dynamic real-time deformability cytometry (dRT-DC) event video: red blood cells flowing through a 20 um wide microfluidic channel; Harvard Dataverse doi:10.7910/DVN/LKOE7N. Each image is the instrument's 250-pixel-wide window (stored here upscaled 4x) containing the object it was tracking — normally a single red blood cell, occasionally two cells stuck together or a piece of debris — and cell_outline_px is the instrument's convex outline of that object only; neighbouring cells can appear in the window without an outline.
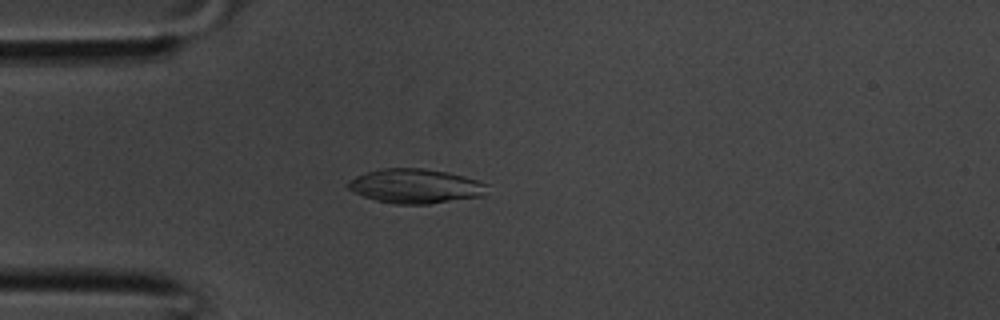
{"species": "common noctule bat (a hibernating species)", "species_latin": "Nyctalus noctula", "temperature_condition": "room temperature", "stored_images_in_passage": 34, "camera_frame_rate_fps": 3000, "um_per_image_px": 0.085, "animal": {"sex": "male", "body_mass_g": 20.1, "forearm_length_mm": 53.5}, "frame": {"image": 1, "passage_image": 8, "time_ms": 2.333, "image_size_px": [1000, 320], "cell_outline_px": [[488, 184], [484, 196], [428, 204], [396, 204], [376, 200], [352, 192], [344, 184], [348, 180], [356, 176], [368, 172], [384, 168], [424, 168], [448, 172], [464, 176]], "centroid_in_image_um": [35.3, 15.82], "position_along_channel_um": 49.7, "area_um2": 27.98}}
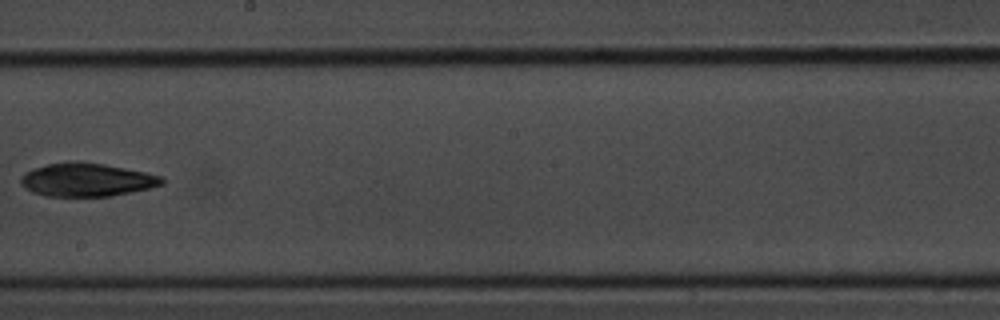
{"frame": {"image": 2, "passage_image": 19, "time_ms": 6.0, "image_size_px": [1000, 320], "cell_outline_px": [[164, 184], [148, 188], [112, 196], [44, 196], [32, 192], [24, 188], [20, 180], [32, 168], [48, 164], [68, 160], [72, 160], [104, 164], [164, 176]], "centroid_in_image_um": [7.37, 15.27], "position_along_channel_um": 240.8, "area_um2": 27.4}}
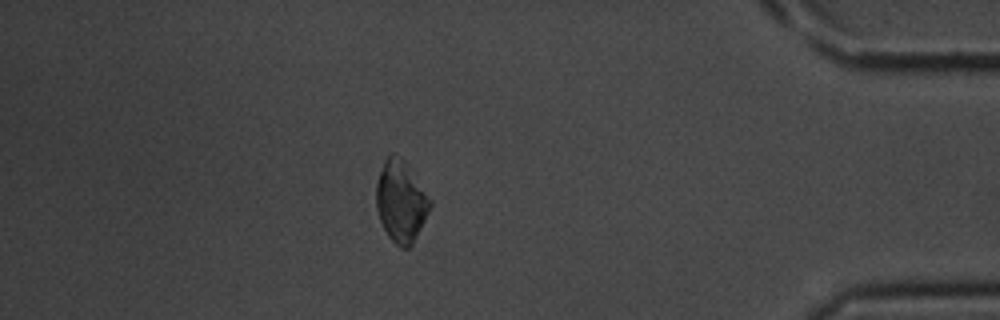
{"frame": {"image": 3, "passage_image": 30, "time_ms": 9.667, "image_size_px": [1000, 320], "cell_outline_px": [[432, 204], [412, 244], [408, 248], [400, 248], [388, 236], [380, 220], [376, 208], [376, 184], [384, 160], [392, 152], [400, 156], [404, 160], [432, 200]], "centroid_in_image_um": [34.07, 17.1], "position_along_channel_um": 401.1, "area_um2": 25.32}}